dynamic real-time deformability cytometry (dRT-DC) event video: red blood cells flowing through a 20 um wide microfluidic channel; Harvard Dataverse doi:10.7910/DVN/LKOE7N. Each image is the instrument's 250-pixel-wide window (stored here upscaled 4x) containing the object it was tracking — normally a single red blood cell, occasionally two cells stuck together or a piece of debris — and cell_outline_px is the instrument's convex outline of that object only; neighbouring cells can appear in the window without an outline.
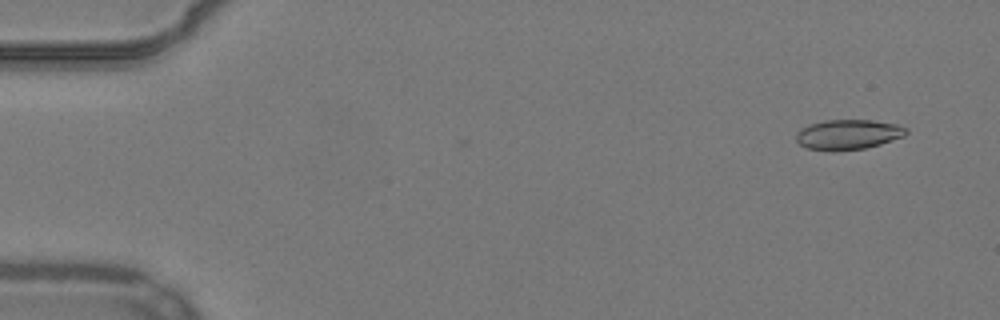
{"species": "common noctule bat (a hibernating species)", "species_latin": "Nyctalus noctula", "temperature_condition": "warm", "stored_images_in_passage": 4, "camera_frame_rate_fps": 3000, "um_per_image_px": 0.085, "animal": {"sex": "male", "body_mass_g": 19.2, "forearm_length_mm": 51.8}, "frame": {"image": 1, "passage_image": 1, "time_ms": 0.0, "image_size_px": [1000, 320], "cell_outline_px": [[908, 132], [904, 136], [880, 144], [864, 148], [832, 152], [808, 148], [800, 144], [796, 140], [796, 132], [800, 128], [808, 124], [824, 120], [872, 120], [896, 124], [908, 128]], "centroid_in_image_um": [72.06, 11.43], "position_along_channel_um": 12.9, "area_um2": 19.42}}